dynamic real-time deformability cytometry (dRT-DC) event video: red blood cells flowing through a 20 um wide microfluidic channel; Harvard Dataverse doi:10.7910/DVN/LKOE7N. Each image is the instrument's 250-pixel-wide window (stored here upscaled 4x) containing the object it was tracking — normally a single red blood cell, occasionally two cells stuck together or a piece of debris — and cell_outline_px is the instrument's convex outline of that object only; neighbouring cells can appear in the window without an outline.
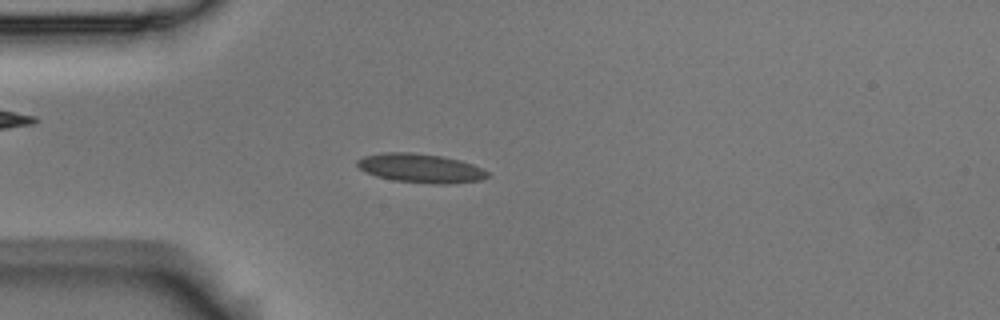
{"species": "Egyptian fruit bat (a non-hibernating species)", "species_latin": "Rousettus aegyptiacus", "temperature_condition": "room temperature", "stored_images_in_passage": 6, "camera_frame_rate_fps": 3000, "um_per_image_px": 0.085, "animal": {"sex": "male"}, "frame": {"image": 1, "passage_image": 5, "time_ms": 1.333, "image_size_px": [1000, 320], "cell_outline_px": [[488, 176], [480, 180], [448, 184], [432, 184], [392, 180], [376, 176], [364, 172], [356, 164], [356, 160], [364, 156], [384, 152], [412, 152], [440, 156], [460, 160], [472, 164], [488, 172]], "centroid_in_image_um": [35.7, 14.3], "position_along_channel_um": 49.3, "area_um2": 22.02}}